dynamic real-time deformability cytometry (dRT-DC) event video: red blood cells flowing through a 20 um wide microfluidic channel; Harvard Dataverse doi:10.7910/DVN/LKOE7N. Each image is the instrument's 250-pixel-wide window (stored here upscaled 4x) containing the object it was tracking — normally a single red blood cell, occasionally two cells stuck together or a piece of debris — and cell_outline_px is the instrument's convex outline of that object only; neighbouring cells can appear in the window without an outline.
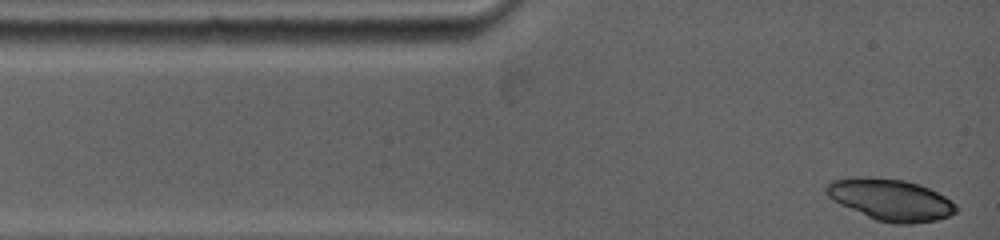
{"species": "common noctule bat (a hibernating species)", "species_latin": "Nyctalus noctula", "temperature_condition": "warm", "stored_images_in_passage": 3, "camera_frame_rate_fps": 5000, "um_per_image_px": 0.085, "animal": {"sex": "female", "body_mass_g": 19.0, "forearm_length_mm": 53.3}, "frame": {"image": 1, "passage_image": 1, "time_ms": 0.0, "image_size_px": [1000, 240], "cell_outline_px": [[960, 208], [956, 212], [948, 216], [936, 220], [912, 224], [892, 224], [876, 220], [840, 204], [832, 200], [824, 192], [824, 188], [832, 180], [904, 180], [928, 188], [952, 200]], "centroid_in_image_um": [75.77, 17.05], "position_along_channel_um": 9.2, "area_um2": 30.4}}